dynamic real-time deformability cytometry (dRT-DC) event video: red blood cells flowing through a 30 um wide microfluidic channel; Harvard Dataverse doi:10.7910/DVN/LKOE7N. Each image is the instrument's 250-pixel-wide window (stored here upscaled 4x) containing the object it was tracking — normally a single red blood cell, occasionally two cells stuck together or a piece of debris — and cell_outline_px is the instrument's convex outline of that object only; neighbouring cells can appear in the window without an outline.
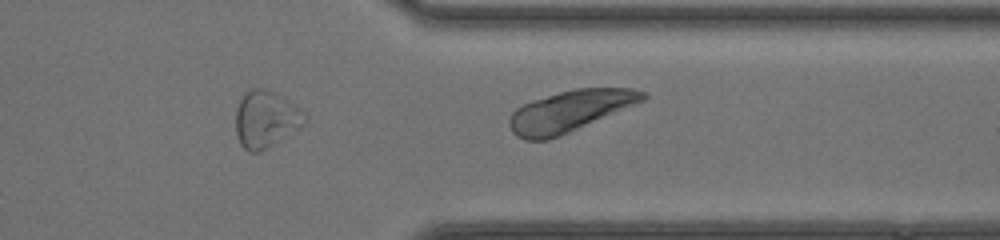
{"species": "common noctule bat (a hibernating species)", "species_latin": "Nyctalus noctula", "temperature_condition": "room temperature", "stored_images_in_passage": 44, "segment_of_instrument_passage": [2, 2], "camera_frame_rate_fps": 3000, "um_per_image_px": 0.085, "animal": {"sex": "female", "body_mass_g": 20.0, "forearm_length_mm": 54.0}, "frame": {"image": 1, "passage_image": 44, "time_ms": 14.333, "image_size_px": [1000, 240], "cell_outline_px": [[648, 96], [644, 100], [560, 136], [548, 140], [524, 140], [516, 136], [512, 132], [508, 124], [508, 120], [512, 112], [516, 108], [532, 100], [560, 92], [576, 88], [632, 88], [648, 92]], "centroid_in_image_um": [48.41, 9.44], "position_along_channel_um": 363.0, "area_um2": 31.85}}